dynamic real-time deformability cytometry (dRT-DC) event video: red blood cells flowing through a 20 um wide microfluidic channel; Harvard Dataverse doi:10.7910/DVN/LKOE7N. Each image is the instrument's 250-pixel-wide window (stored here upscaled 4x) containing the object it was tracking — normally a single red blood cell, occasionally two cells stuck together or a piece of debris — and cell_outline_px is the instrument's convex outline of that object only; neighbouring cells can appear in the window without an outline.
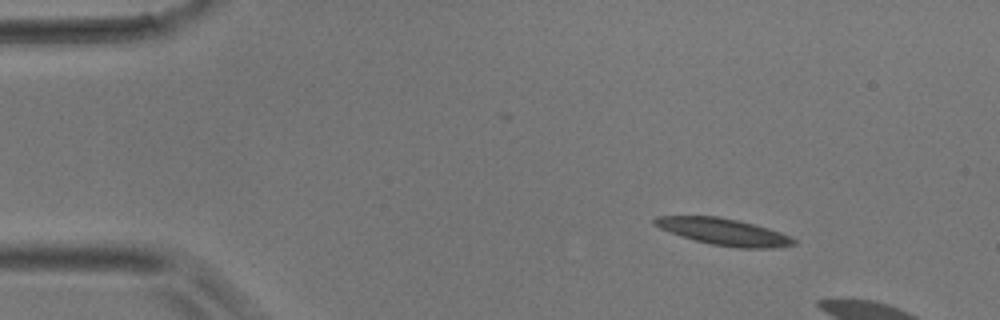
{"species": "common noctule bat (a hibernating species)", "species_latin": "Nyctalus noctula", "temperature_condition": "room temperature", "stored_images_in_passage": 3, "camera_frame_rate_fps": 3000, "um_per_image_px": 0.085, "animal": {"sex": "male", "body_mass_g": 17.9}, "frame": {"image": 1, "passage_image": 1, "time_ms": 0.0, "image_size_px": [1000, 320], "cell_outline_px": [[796, 244], [776, 248], [736, 248], [712, 244], [680, 236], [660, 228], [652, 224], [652, 220], [656, 216], [716, 216], [736, 220], [768, 228], [780, 232], [796, 240]], "centroid_in_image_um": [61.49, 19.7], "position_along_channel_um": 23.5, "area_um2": 21.5}}